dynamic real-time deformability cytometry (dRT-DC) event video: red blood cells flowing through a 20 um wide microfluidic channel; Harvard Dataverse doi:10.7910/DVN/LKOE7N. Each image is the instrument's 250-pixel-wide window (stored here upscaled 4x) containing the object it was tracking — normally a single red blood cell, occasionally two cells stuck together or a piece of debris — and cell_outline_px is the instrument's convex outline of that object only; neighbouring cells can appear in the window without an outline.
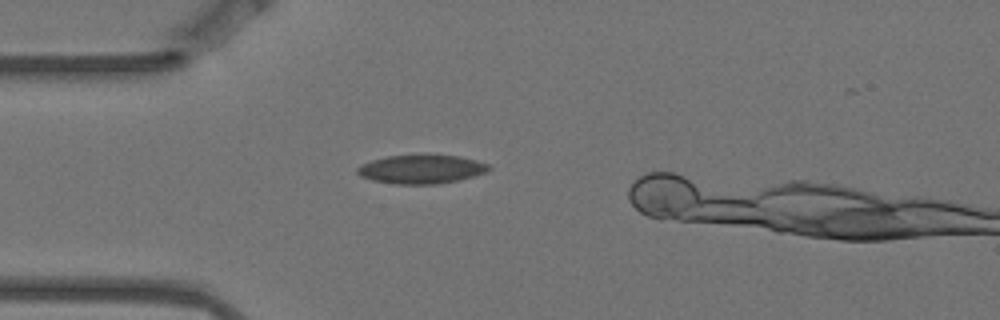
{"species": "Egyptian fruit bat (a non-hibernating species)", "species_latin": "Rousettus aegyptiacus", "temperature_condition": "warm", "stored_images_in_passage": 4, "camera_frame_rate_fps": 3000, "um_per_image_px": 0.085, "animal": {"sex": "female"}, "frame": {"image": 1, "passage_image": 2, "time_ms": 0.333, "image_size_px": [1000, 320], "cell_outline_px": [[492, 168], [488, 172], [460, 180], [440, 184], [396, 184], [372, 180], [360, 176], [356, 172], [356, 168], [360, 164], [372, 160], [388, 156], [460, 156], [476, 160], [488, 164]], "centroid_in_image_um": [35.83, 14.4], "position_along_channel_um": 49.2, "area_um2": 21.96}}